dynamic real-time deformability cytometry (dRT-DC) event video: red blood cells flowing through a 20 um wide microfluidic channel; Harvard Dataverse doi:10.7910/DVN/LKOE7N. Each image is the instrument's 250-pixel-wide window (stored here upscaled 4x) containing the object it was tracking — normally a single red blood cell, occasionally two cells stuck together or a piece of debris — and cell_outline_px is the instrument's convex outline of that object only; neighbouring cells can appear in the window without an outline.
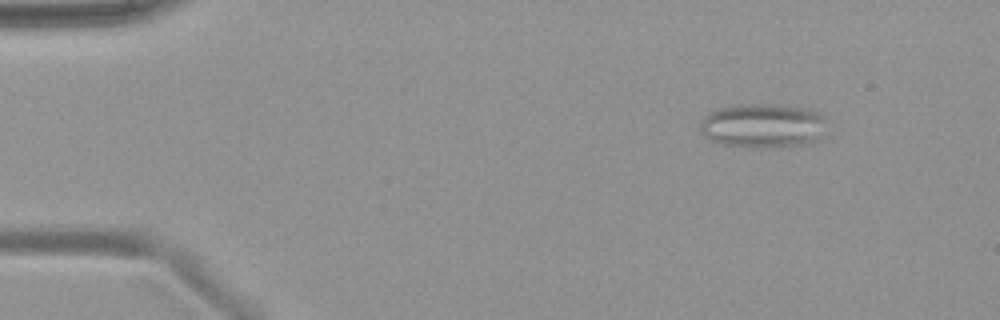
{"species": "common noctule bat (a hibernating species)", "species_latin": "Nyctalus noctula", "temperature_condition": "warm", "stored_images_in_passage": 50, "segment_of_instrument_passage": [1, 2], "camera_frame_rate_fps": 3000, "um_per_image_px": 0.085, "animal": {"sex": "female", "body_mass_g": 19.9}, "frame": {"image": 1, "passage_image": 6, "time_ms": 1.667, "image_size_px": [1000, 320], "cell_outline_px": [[824, 116], [820, 140], [804, 144], [720, 144], [704, 136], [700, 132], [700, 120], [708, 112], [716, 108], [740, 104], [776, 104], [808, 108], [820, 112]], "centroid_in_image_um": [64.8, 10.6], "position_along_channel_um": 20.2, "area_um2": 31.73}}